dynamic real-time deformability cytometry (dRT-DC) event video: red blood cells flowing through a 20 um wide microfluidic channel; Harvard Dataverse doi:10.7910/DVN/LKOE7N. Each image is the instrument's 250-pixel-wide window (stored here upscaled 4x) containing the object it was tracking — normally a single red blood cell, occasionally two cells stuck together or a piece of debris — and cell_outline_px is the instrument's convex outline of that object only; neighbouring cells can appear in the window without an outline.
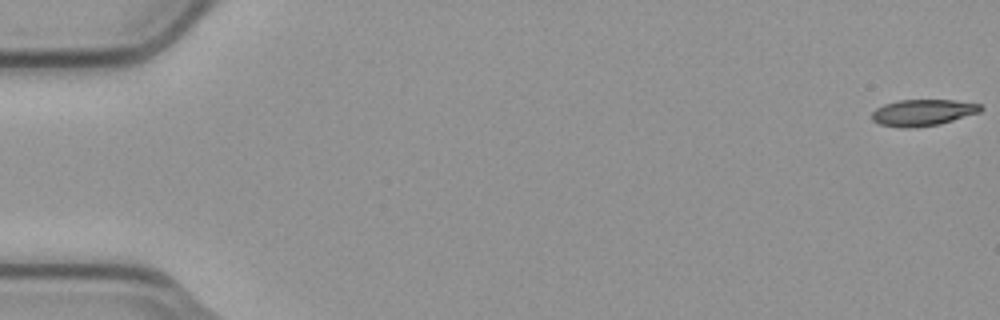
{"species": "common noctule bat (a hibernating species)", "species_latin": "Nyctalus noctula", "temperature_condition": "cold", "stored_images_in_passage": 55, "camera_frame_rate_fps": 3000, "um_per_image_px": 0.085, "animal": {"sex": "male", "body_mass_g": 23.1, "forearm_length_mm": 52.7}, "frame": {"image": 1, "passage_image": 1, "time_ms": 0.0, "image_size_px": [1000, 320], "cell_outline_px": [[984, 108], [980, 112], [940, 124], [916, 128], [900, 128], [880, 124], [872, 120], [872, 112], [876, 108], [884, 104], [900, 100], [956, 100], [980, 104]], "centroid_in_image_um": [78.44, 9.57], "position_along_channel_um": 6.6, "area_um2": 16.88}}
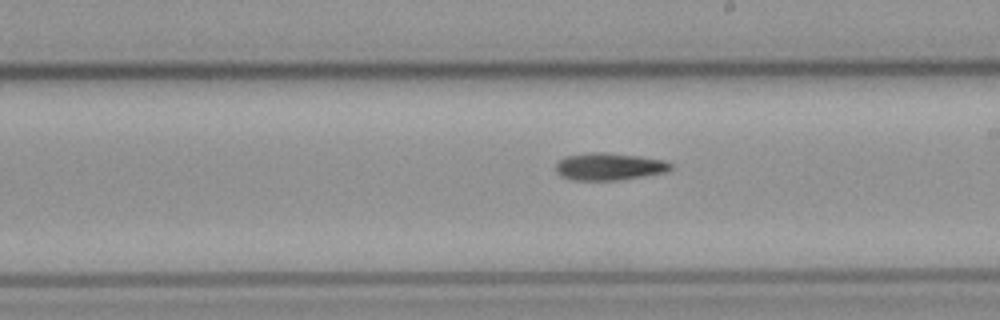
{"frame": {"image": 2, "passage_image": 32, "time_ms": 10.333, "image_size_px": [1000, 320], "cell_outline_px": [[672, 168], [664, 172], [620, 180], [572, 180], [560, 176], [556, 172], [556, 164], [564, 156], [592, 152], [604, 152], [636, 156], [664, 160], [672, 164]], "centroid_in_image_um": [51.73, 14.16], "position_along_channel_um": 237.3, "area_um2": 18.15}}
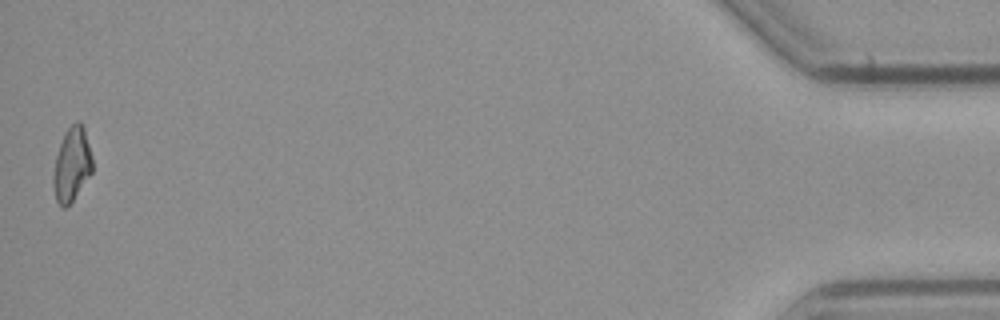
{"frame": {"image": 3, "passage_image": 55, "time_ms": 18.0, "image_size_px": [1000, 320], "cell_outline_px": [[92, 172], [72, 200], [64, 208], [60, 208], [56, 200], [52, 184], [52, 176], [56, 156], [64, 132], [76, 120], [80, 120], [84, 124], [92, 156]], "centroid_in_image_um": [6.1, 13.94], "position_along_channel_um": 429.1, "area_um2": 16.99}}